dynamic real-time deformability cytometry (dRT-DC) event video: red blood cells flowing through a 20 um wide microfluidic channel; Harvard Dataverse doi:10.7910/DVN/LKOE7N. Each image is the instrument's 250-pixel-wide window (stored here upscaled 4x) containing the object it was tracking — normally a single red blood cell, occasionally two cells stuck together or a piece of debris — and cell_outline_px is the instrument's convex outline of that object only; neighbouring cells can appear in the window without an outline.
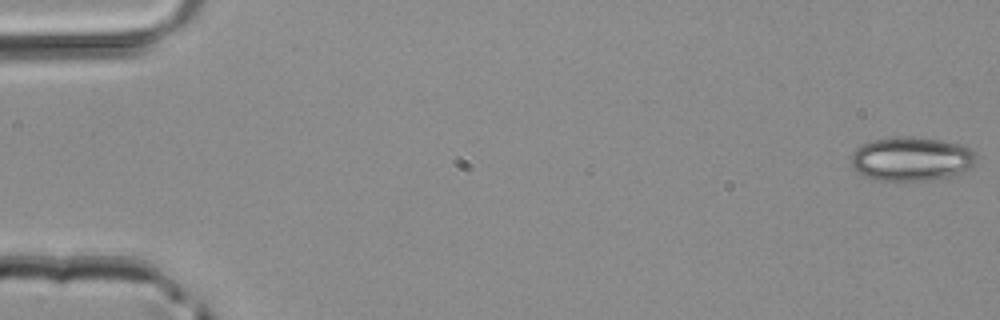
{"species": "common noctule bat (a hibernating species)", "species_latin": "Nyctalus noctula", "temperature_condition": "room temperature", "stored_images_in_passage": 5, "segment_of_instrument_passage": [1, 2], "camera_frame_rate_fps": 3000, "um_per_image_px": 0.085, "animal": {"sex": "male", "body_mass_g": 20.4}, "frame": {"image": 1, "passage_image": 1, "time_ms": 0.0, "image_size_px": [1000, 320], "cell_outline_px": [[980, 160], [972, 168], [960, 172], [928, 180], [876, 180], [856, 172], [848, 164], [852, 152], [856, 148], [872, 140], [900, 136], [904, 136], [940, 140], [960, 144], [968, 148]], "centroid_in_image_um": [77.42, 13.5], "position_along_channel_um": 7.6, "area_um2": 32.08}}